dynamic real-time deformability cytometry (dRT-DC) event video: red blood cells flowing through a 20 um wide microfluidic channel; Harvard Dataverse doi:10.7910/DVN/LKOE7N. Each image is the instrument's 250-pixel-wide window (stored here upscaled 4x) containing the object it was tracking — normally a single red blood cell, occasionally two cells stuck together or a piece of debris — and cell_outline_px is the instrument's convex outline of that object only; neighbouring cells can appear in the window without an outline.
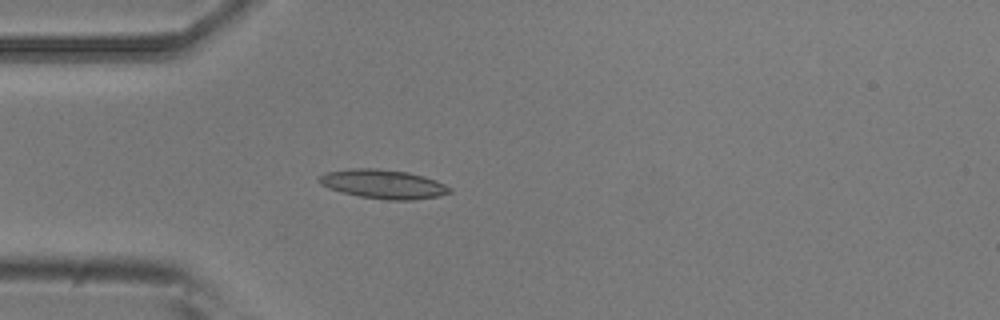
{"species": "common noctule bat (a hibernating species)", "species_latin": "Nyctalus noctula", "temperature_condition": "room temperature", "stored_images_in_passage": 4, "camera_frame_rate_fps": 3000, "um_per_image_px": 0.085, "animal": {"sex": "male", "body_mass_g": 20.5, "forearm_length_mm": 52.5}, "frame": {"image": 1, "passage_image": 4, "time_ms": 1.0, "image_size_px": [1000, 320], "cell_outline_px": [[452, 192], [440, 196], [412, 200], [388, 200], [360, 196], [328, 188], [320, 184], [316, 180], [324, 172], [348, 168], [376, 168], [408, 172], [424, 176], [436, 180], [452, 188]], "centroid_in_image_um": [32.57, 15.64], "position_along_channel_um": 52.4, "area_um2": 22.25}}